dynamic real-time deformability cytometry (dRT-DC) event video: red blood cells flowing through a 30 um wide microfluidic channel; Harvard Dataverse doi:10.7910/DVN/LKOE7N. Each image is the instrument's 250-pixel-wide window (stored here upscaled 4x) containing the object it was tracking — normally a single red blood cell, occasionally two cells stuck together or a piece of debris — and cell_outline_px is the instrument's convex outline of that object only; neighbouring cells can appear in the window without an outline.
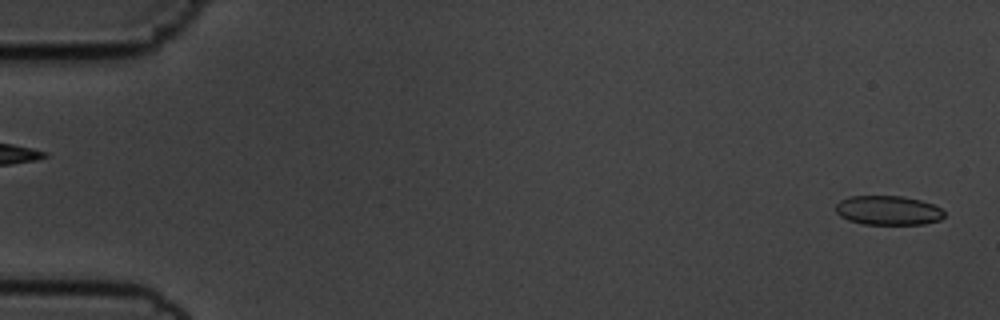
{"species": "common noctule bat (a hibernating species)", "species_latin": "Nyctalus noctula", "temperature_condition": "cold", "stored_images_in_passage": 55, "camera_frame_rate_fps": 3000, "um_per_image_px": 0.085, "animal": {"sex": "male", "body_mass_g": 19.5, "forearm_length_mm": 54.6}, "frame": {"image": 1, "passage_image": 1, "time_ms": 0.0, "image_size_px": [1000, 320], "cell_outline_px": [[944, 216], [940, 220], [924, 224], [864, 224], [848, 220], [840, 216], [836, 212], [836, 204], [840, 200], [848, 196], [904, 196], [920, 200], [932, 204], [940, 208], [944, 212]], "centroid_in_image_um": [75.48, 17.88], "position_along_channel_um": 9.5, "area_um2": 18.55}}
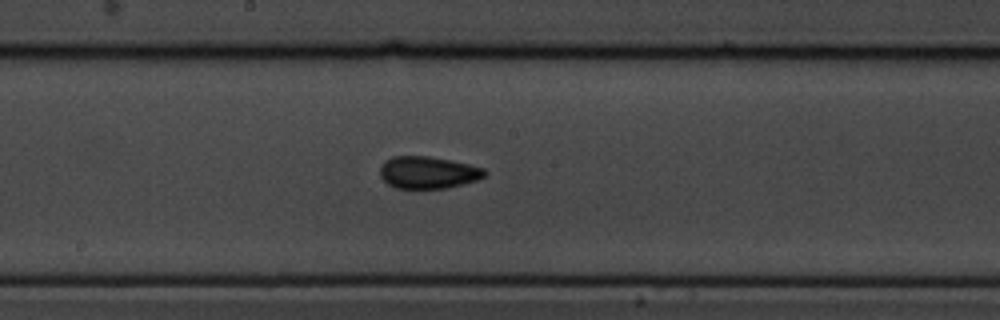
{"frame": {"image": 2, "passage_image": 29, "time_ms": 9.333, "image_size_px": [1000, 320], "cell_outline_px": [[488, 172], [484, 176], [476, 180], [448, 188], [396, 188], [388, 184], [380, 176], [380, 168], [384, 160], [392, 156], [428, 156], [468, 164], [484, 168]], "centroid_in_image_um": [36.36, 14.66], "position_along_channel_um": 211.8, "area_um2": 19.54}}
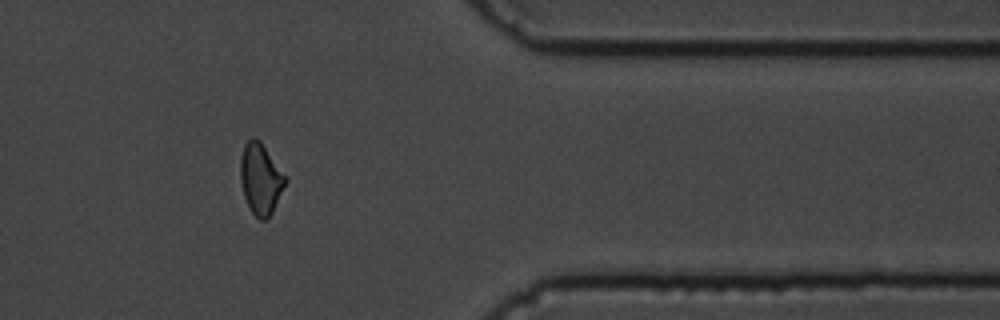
{"frame": {"image": 3, "passage_image": 45, "time_ms": 14.667, "image_size_px": [1000, 320], "cell_outline_px": [[288, 180], [272, 212], [264, 220], [260, 220], [252, 212], [244, 196], [240, 180], [240, 156], [244, 144], [252, 136], [260, 140], [288, 176]], "centroid_in_image_um": [22.17, 15.15], "position_along_channel_um": 389.2, "area_um2": 18.84}, "authors_computed_cell_mechanics": {"area_um2": 18.8428, "velocity_mm_per_s": 3.6417, "shape_relaxation_time_tau1_ms": null, "shape_relaxation_time_tau2_ms": 1.9588, "deformation_change_tau1": null, "deformation_change_tau2": 0.0644}}